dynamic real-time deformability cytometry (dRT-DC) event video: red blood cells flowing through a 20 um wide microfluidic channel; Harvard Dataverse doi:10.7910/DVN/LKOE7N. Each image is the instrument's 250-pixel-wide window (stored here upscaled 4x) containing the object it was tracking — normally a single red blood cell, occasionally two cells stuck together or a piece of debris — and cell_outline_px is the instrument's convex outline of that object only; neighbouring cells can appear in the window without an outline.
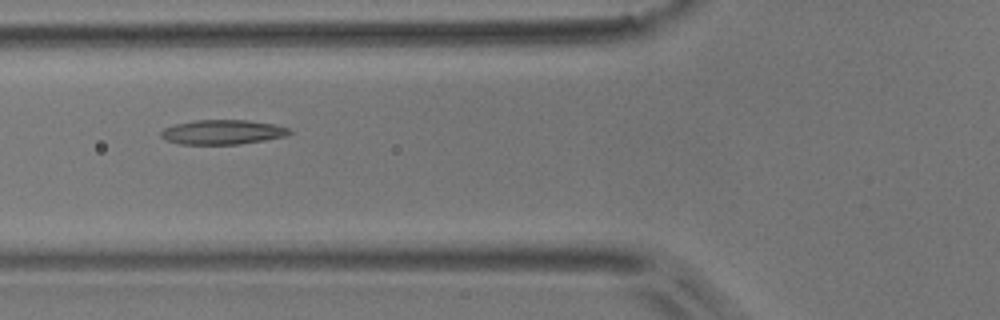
{"species": "common noctule bat (a hibernating species)", "species_latin": "Nyctalus noctula", "temperature_condition": "room temperature", "stored_images_in_passage": 8, "camera_frame_rate_fps": 3000, "um_per_image_px": 0.085, "animal": {"sex": "male", "body_mass_g": 17.9}, "frame": {"image": 1, "passage_image": 3, "time_ms": 0.667, "image_size_px": [1000, 320], "cell_outline_px": [[292, 132], [284, 136], [264, 140], [240, 144], [180, 144], [164, 140], [160, 136], [160, 132], [164, 128], [176, 124], [196, 120], [248, 120], [272, 124], [288, 128]], "centroid_in_image_um": [18.87, 11.23], "position_along_channel_um": 106.9, "area_um2": 18.26}}
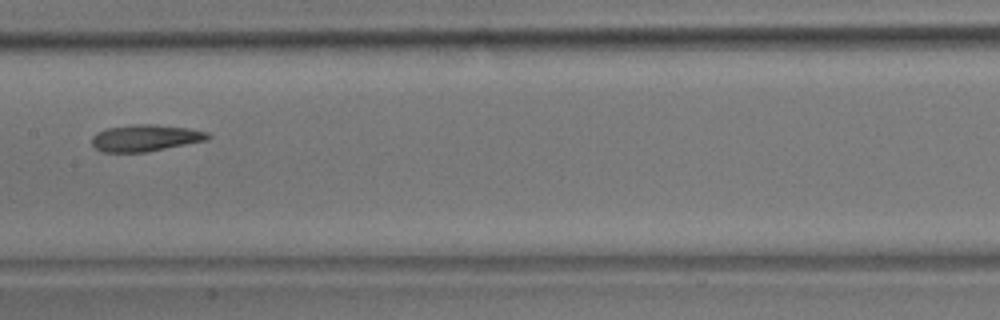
{"frame": {"image": 2, "passage_image": 5, "time_ms": 1.333, "image_size_px": [1000, 320], "cell_outline_px": [[212, 136], [208, 140], [144, 152], [104, 152], [96, 148], [92, 144], [92, 136], [96, 132], [104, 128], [132, 124], [156, 124], [188, 128], [208, 132]], "centroid_in_image_um": [12.35, 11.71], "position_along_channel_um": 195.1, "area_um2": 18.15}}
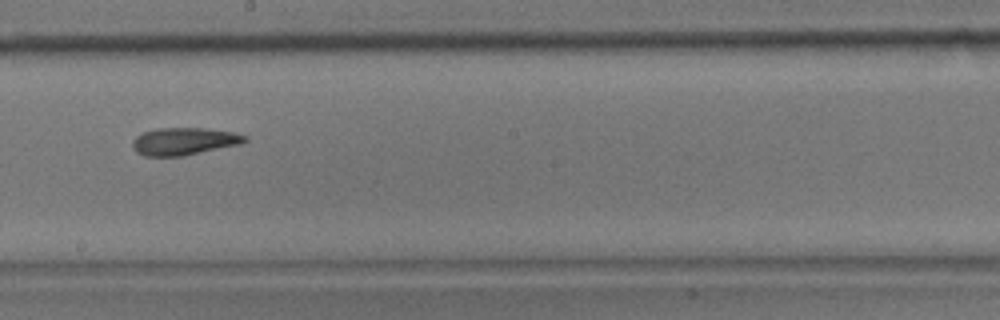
{"frame": {"image": 3, "passage_image": 6, "time_ms": 1.667, "image_size_px": [1000, 320], "cell_outline_px": [[248, 140], [240, 144], [184, 156], [144, 156], [136, 152], [132, 148], [132, 140], [136, 136], [144, 132], [156, 128], [204, 128], [236, 132], [248, 136]], "centroid_in_image_um": [15.65, 12.01], "position_along_channel_um": 232.6, "area_um2": 18.15}}